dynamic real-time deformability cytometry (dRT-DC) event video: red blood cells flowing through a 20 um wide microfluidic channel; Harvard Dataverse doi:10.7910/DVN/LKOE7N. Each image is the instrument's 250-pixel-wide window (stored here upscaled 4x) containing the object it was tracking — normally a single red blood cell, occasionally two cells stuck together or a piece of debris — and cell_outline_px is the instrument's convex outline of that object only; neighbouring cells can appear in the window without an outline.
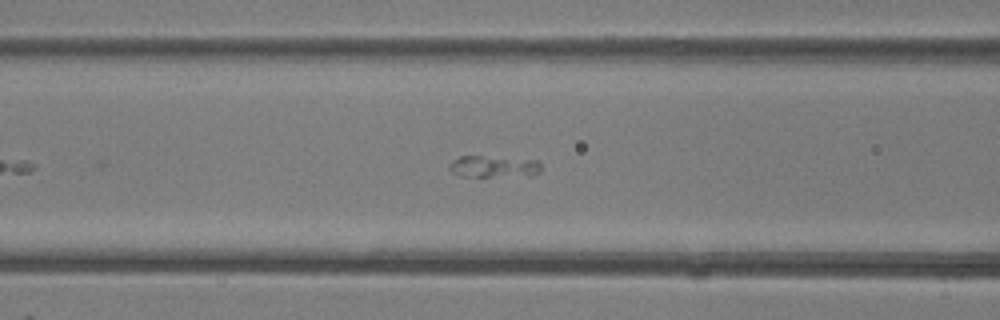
{"species": "common noctule bat (a hibernating species)", "species_latin": "Nyctalus noctula", "temperature_condition": "room temperature", "stored_images_in_passage": 21, "camera_frame_rate_fps": 3000, "um_per_image_px": 0.085, "animal": {"sex": "female"}, "frame": {"image": 1, "passage_image": 4, "time_ms": 1.0, "image_size_px": [1000, 320], "cell_outline_px": [[540, 172], [532, 176], [460, 176], [452, 172], [448, 168], [452, 160], [460, 156], [480, 156], [536, 160], [540, 164]], "centroid_in_image_um": [41.96, 14.16], "position_along_channel_um": 124.6, "area_um2": 11.56}}